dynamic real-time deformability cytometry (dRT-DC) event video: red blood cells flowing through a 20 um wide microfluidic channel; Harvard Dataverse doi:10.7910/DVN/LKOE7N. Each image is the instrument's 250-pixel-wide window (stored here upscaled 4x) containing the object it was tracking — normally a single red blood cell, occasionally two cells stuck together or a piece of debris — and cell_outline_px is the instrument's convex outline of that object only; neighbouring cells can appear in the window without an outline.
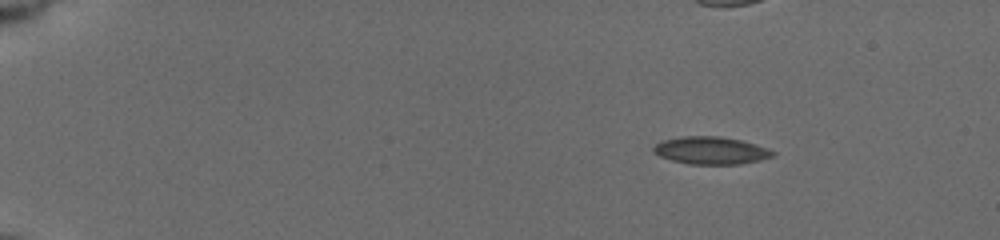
{"species": "common noctule bat (a hibernating species)", "species_latin": "Nyctalus noctula", "temperature_condition": "cold", "stored_images_in_passage": 50, "camera_frame_rate_fps": 3000, "um_per_image_px": 0.085, "animal": {"sex": "female", "body_mass_g": 19.5, "forearm_length_mm": 54.1}, "frame": {"image": 1, "passage_image": 1, "time_ms": 0.0, "image_size_px": [1000, 240], "cell_outline_px": [[776, 152], [772, 156], [740, 164], [688, 164], [672, 160], [660, 156], [652, 152], [652, 148], [656, 144], [664, 140], [684, 136], [720, 136], [740, 140], [756, 144], [768, 148]], "centroid_in_image_um": [60.4, 12.78], "position_along_channel_um": 24.6, "area_um2": 18.96}}
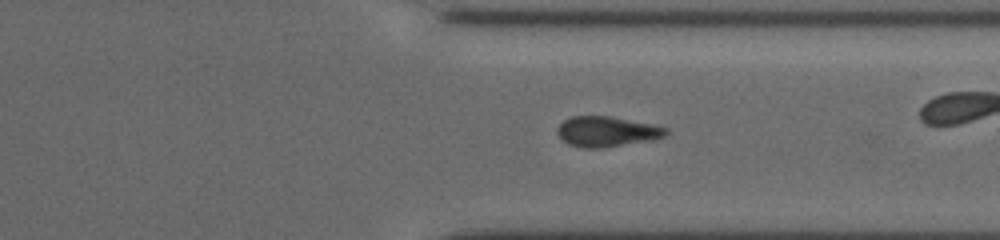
{"frame": {"image": 2, "passage_image": 37, "time_ms": 12.0, "image_size_px": [1000, 240], "cell_outline_px": [[668, 132], [664, 136], [652, 140], [604, 148], [584, 148], [568, 144], [556, 132], [556, 128], [564, 120], [572, 116], [608, 116], [668, 128]], "centroid_in_image_um": [51.54, 11.19], "position_along_channel_um": 359.9, "area_um2": 18.96}}
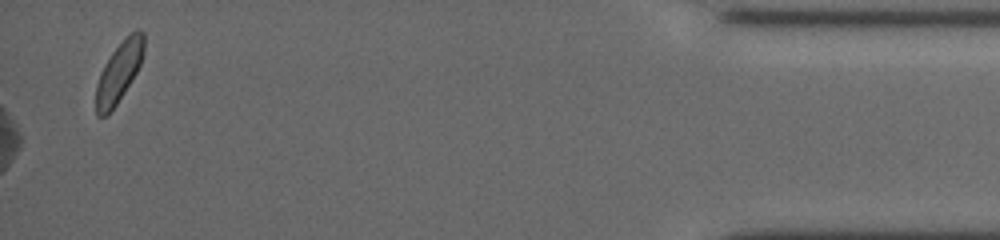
{"frame": {"image": 3, "passage_image": 50, "time_ms": 16.333, "image_size_px": [1000, 240], "cell_outline_px": [[144, 52], [140, 64], [136, 72], [124, 92], [108, 116], [96, 116], [96, 84], [100, 72], [104, 64], [112, 52], [136, 28], [140, 28], [144, 32]], "centroid_in_image_um": [10.1, 6.13], "position_along_channel_um": 425.1, "area_um2": 16.65}, "authors_computed_cell_mechanics": {"area_um2": 19.1607, "velocity_mm_per_s": 3.7546, "shape_relaxation_time_tau1_ms": 7.2131, "shape_relaxation_time_tau2_ms": null, "deformation_change_tau1": 0.1172, "deformation_change_tau2": null}}